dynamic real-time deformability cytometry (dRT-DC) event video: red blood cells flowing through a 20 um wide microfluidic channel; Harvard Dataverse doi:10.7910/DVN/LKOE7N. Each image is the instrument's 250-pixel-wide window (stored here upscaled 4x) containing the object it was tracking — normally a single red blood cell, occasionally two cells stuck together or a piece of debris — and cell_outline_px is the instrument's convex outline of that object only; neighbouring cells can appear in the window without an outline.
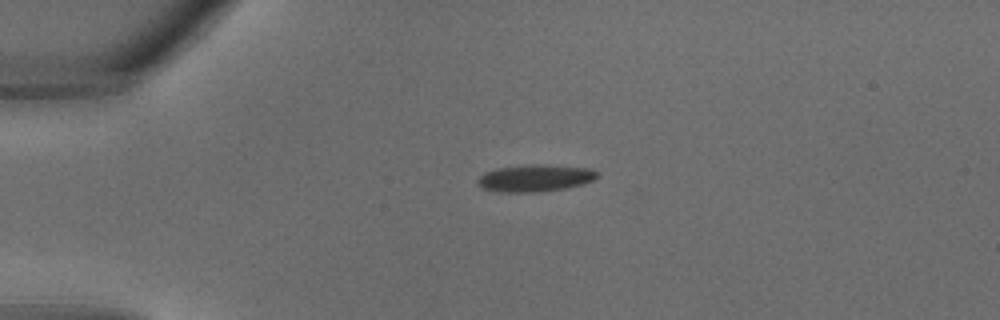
{"species": "common noctule bat (a hibernating species)", "species_latin": "Nyctalus noctula", "temperature_condition": "warm", "stored_images_in_passage": 26, "camera_frame_rate_fps": 3000, "um_per_image_px": 0.085, "animal": {"sex": "male", "body_mass_g": 18.8}, "frame": {"image": 1, "passage_image": 1, "time_ms": 0.0, "image_size_px": [1000, 320], "cell_outline_px": [[600, 176], [592, 180], [580, 184], [564, 188], [540, 192], [500, 192], [480, 188], [476, 184], [476, 180], [484, 172], [496, 168], [528, 164], [548, 164], [592, 168]], "centroid_in_image_um": [45.44, 15.12], "position_along_channel_um": 39.6, "area_um2": 19.13}}
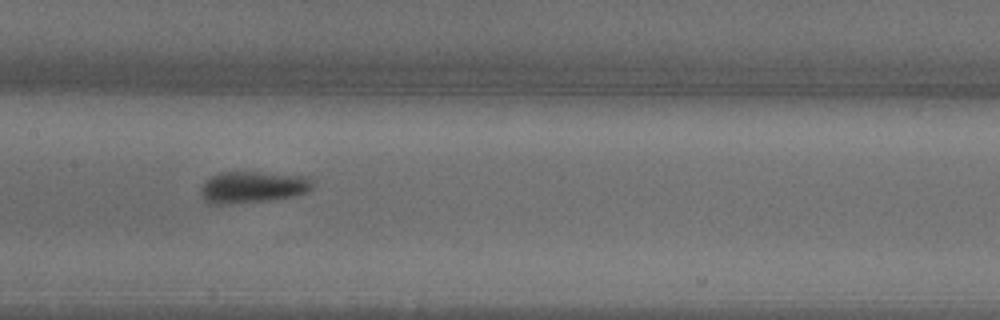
{"frame": {"image": 2, "passage_image": 10, "time_ms": 3.0, "image_size_px": [1000, 320], "cell_outline_px": [[312, 188], [308, 192], [292, 196], [264, 200], [228, 204], [216, 204], [208, 200], [200, 192], [200, 188], [204, 180], [220, 172], [264, 172], [308, 176], [312, 180]], "centroid_in_image_um": [21.5, 15.87], "position_along_channel_um": 185.9, "area_um2": 20.4}}
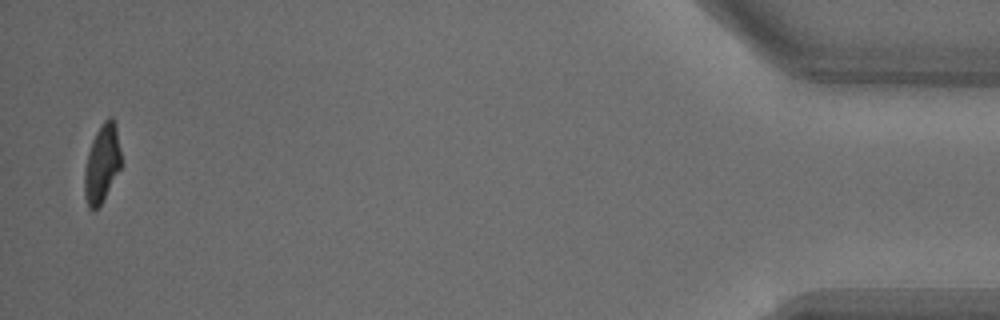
{"frame": {"image": 3, "passage_image": 26, "time_ms": 8.333, "image_size_px": [1000, 320], "cell_outline_px": [[120, 168], [100, 204], [92, 212], [88, 208], [84, 196], [84, 172], [88, 152], [92, 140], [100, 124], [108, 116], [112, 116], [116, 124], [120, 152]], "centroid_in_image_um": [8.64, 13.87], "position_along_channel_um": 426.6, "area_um2": 16.53}}